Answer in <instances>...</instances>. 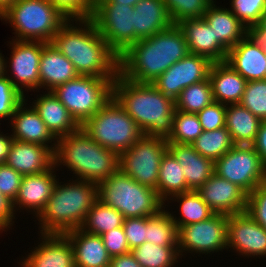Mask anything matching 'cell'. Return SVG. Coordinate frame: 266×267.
Segmentation results:
<instances>
[{
    "label": "cell",
    "mask_w": 266,
    "mask_h": 267,
    "mask_svg": "<svg viewBox=\"0 0 266 267\" xmlns=\"http://www.w3.org/2000/svg\"><path fill=\"white\" fill-rule=\"evenodd\" d=\"M189 53L182 30L173 24L129 46L119 56V74L133 82L152 83Z\"/></svg>",
    "instance_id": "obj_2"
},
{
    "label": "cell",
    "mask_w": 266,
    "mask_h": 267,
    "mask_svg": "<svg viewBox=\"0 0 266 267\" xmlns=\"http://www.w3.org/2000/svg\"><path fill=\"white\" fill-rule=\"evenodd\" d=\"M42 240L22 260L20 267H75L74 251L65 234L41 233Z\"/></svg>",
    "instance_id": "obj_18"
},
{
    "label": "cell",
    "mask_w": 266,
    "mask_h": 267,
    "mask_svg": "<svg viewBox=\"0 0 266 267\" xmlns=\"http://www.w3.org/2000/svg\"><path fill=\"white\" fill-rule=\"evenodd\" d=\"M173 24L183 19L201 18L214 0H164Z\"/></svg>",
    "instance_id": "obj_40"
},
{
    "label": "cell",
    "mask_w": 266,
    "mask_h": 267,
    "mask_svg": "<svg viewBox=\"0 0 266 267\" xmlns=\"http://www.w3.org/2000/svg\"><path fill=\"white\" fill-rule=\"evenodd\" d=\"M15 214L17 213L13 210L12 201L0 193V233L10 230Z\"/></svg>",
    "instance_id": "obj_50"
},
{
    "label": "cell",
    "mask_w": 266,
    "mask_h": 267,
    "mask_svg": "<svg viewBox=\"0 0 266 267\" xmlns=\"http://www.w3.org/2000/svg\"><path fill=\"white\" fill-rule=\"evenodd\" d=\"M240 104L261 121H266V79L248 81Z\"/></svg>",
    "instance_id": "obj_41"
},
{
    "label": "cell",
    "mask_w": 266,
    "mask_h": 267,
    "mask_svg": "<svg viewBox=\"0 0 266 267\" xmlns=\"http://www.w3.org/2000/svg\"><path fill=\"white\" fill-rule=\"evenodd\" d=\"M27 101L25 99L16 108L10 119V127L13 132L11 137L21 142L47 146L54 153L57 139L52 135L35 109L31 105L27 107ZM49 144L52 145L50 146Z\"/></svg>",
    "instance_id": "obj_21"
},
{
    "label": "cell",
    "mask_w": 266,
    "mask_h": 267,
    "mask_svg": "<svg viewBox=\"0 0 266 267\" xmlns=\"http://www.w3.org/2000/svg\"><path fill=\"white\" fill-rule=\"evenodd\" d=\"M214 102L211 82L208 79L194 83L181 91L175 100L176 110L197 114Z\"/></svg>",
    "instance_id": "obj_38"
},
{
    "label": "cell",
    "mask_w": 266,
    "mask_h": 267,
    "mask_svg": "<svg viewBox=\"0 0 266 267\" xmlns=\"http://www.w3.org/2000/svg\"><path fill=\"white\" fill-rule=\"evenodd\" d=\"M167 150L165 138L143 135L119 155V169L141 185L157 191L160 162Z\"/></svg>",
    "instance_id": "obj_10"
},
{
    "label": "cell",
    "mask_w": 266,
    "mask_h": 267,
    "mask_svg": "<svg viewBox=\"0 0 266 267\" xmlns=\"http://www.w3.org/2000/svg\"><path fill=\"white\" fill-rule=\"evenodd\" d=\"M50 43L73 63L79 75L108 78L112 82L119 75V55L91 19L67 20Z\"/></svg>",
    "instance_id": "obj_1"
},
{
    "label": "cell",
    "mask_w": 266,
    "mask_h": 267,
    "mask_svg": "<svg viewBox=\"0 0 266 267\" xmlns=\"http://www.w3.org/2000/svg\"><path fill=\"white\" fill-rule=\"evenodd\" d=\"M209 80L215 102L225 105L240 103L247 81L227 62H213Z\"/></svg>",
    "instance_id": "obj_28"
},
{
    "label": "cell",
    "mask_w": 266,
    "mask_h": 267,
    "mask_svg": "<svg viewBox=\"0 0 266 267\" xmlns=\"http://www.w3.org/2000/svg\"><path fill=\"white\" fill-rule=\"evenodd\" d=\"M140 0H95V3H116L128 6H135Z\"/></svg>",
    "instance_id": "obj_55"
},
{
    "label": "cell",
    "mask_w": 266,
    "mask_h": 267,
    "mask_svg": "<svg viewBox=\"0 0 266 267\" xmlns=\"http://www.w3.org/2000/svg\"><path fill=\"white\" fill-rule=\"evenodd\" d=\"M225 62L247 82L266 79V47L250 32L228 51Z\"/></svg>",
    "instance_id": "obj_19"
},
{
    "label": "cell",
    "mask_w": 266,
    "mask_h": 267,
    "mask_svg": "<svg viewBox=\"0 0 266 267\" xmlns=\"http://www.w3.org/2000/svg\"><path fill=\"white\" fill-rule=\"evenodd\" d=\"M230 10L250 31L266 13V0H231Z\"/></svg>",
    "instance_id": "obj_42"
},
{
    "label": "cell",
    "mask_w": 266,
    "mask_h": 267,
    "mask_svg": "<svg viewBox=\"0 0 266 267\" xmlns=\"http://www.w3.org/2000/svg\"><path fill=\"white\" fill-rule=\"evenodd\" d=\"M215 173L247 194L266 182V166L252 145H234L214 162Z\"/></svg>",
    "instance_id": "obj_11"
},
{
    "label": "cell",
    "mask_w": 266,
    "mask_h": 267,
    "mask_svg": "<svg viewBox=\"0 0 266 267\" xmlns=\"http://www.w3.org/2000/svg\"><path fill=\"white\" fill-rule=\"evenodd\" d=\"M90 19L100 35L119 56L134 44L133 6L95 3Z\"/></svg>",
    "instance_id": "obj_12"
},
{
    "label": "cell",
    "mask_w": 266,
    "mask_h": 267,
    "mask_svg": "<svg viewBox=\"0 0 266 267\" xmlns=\"http://www.w3.org/2000/svg\"><path fill=\"white\" fill-rule=\"evenodd\" d=\"M98 200L122 213L124 218L151 217L168 206L156 190L141 185L120 169L98 184Z\"/></svg>",
    "instance_id": "obj_6"
},
{
    "label": "cell",
    "mask_w": 266,
    "mask_h": 267,
    "mask_svg": "<svg viewBox=\"0 0 266 267\" xmlns=\"http://www.w3.org/2000/svg\"><path fill=\"white\" fill-rule=\"evenodd\" d=\"M112 83L108 78L79 75L52 92L81 126L112 97Z\"/></svg>",
    "instance_id": "obj_9"
},
{
    "label": "cell",
    "mask_w": 266,
    "mask_h": 267,
    "mask_svg": "<svg viewBox=\"0 0 266 267\" xmlns=\"http://www.w3.org/2000/svg\"><path fill=\"white\" fill-rule=\"evenodd\" d=\"M9 23L19 41L50 43L66 17L47 0H16L0 17Z\"/></svg>",
    "instance_id": "obj_7"
},
{
    "label": "cell",
    "mask_w": 266,
    "mask_h": 267,
    "mask_svg": "<svg viewBox=\"0 0 266 267\" xmlns=\"http://www.w3.org/2000/svg\"><path fill=\"white\" fill-rule=\"evenodd\" d=\"M16 0H0V17L15 3Z\"/></svg>",
    "instance_id": "obj_56"
},
{
    "label": "cell",
    "mask_w": 266,
    "mask_h": 267,
    "mask_svg": "<svg viewBox=\"0 0 266 267\" xmlns=\"http://www.w3.org/2000/svg\"><path fill=\"white\" fill-rule=\"evenodd\" d=\"M119 154L102 147L82 129L57 139L56 168L66 166L75 178L97 185L119 170Z\"/></svg>",
    "instance_id": "obj_5"
},
{
    "label": "cell",
    "mask_w": 266,
    "mask_h": 267,
    "mask_svg": "<svg viewBox=\"0 0 266 267\" xmlns=\"http://www.w3.org/2000/svg\"><path fill=\"white\" fill-rule=\"evenodd\" d=\"M57 181L44 209L36 217L40 233L64 234L79 229L98 200V185L85 180Z\"/></svg>",
    "instance_id": "obj_4"
},
{
    "label": "cell",
    "mask_w": 266,
    "mask_h": 267,
    "mask_svg": "<svg viewBox=\"0 0 266 267\" xmlns=\"http://www.w3.org/2000/svg\"><path fill=\"white\" fill-rule=\"evenodd\" d=\"M141 267H175L180 259L178 246H159L144 242L131 250Z\"/></svg>",
    "instance_id": "obj_35"
},
{
    "label": "cell",
    "mask_w": 266,
    "mask_h": 267,
    "mask_svg": "<svg viewBox=\"0 0 266 267\" xmlns=\"http://www.w3.org/2000/svg\"><path fill=\"white\" fill-rule=\"evenodd\" d=\"M110 267H141L134 255L129 252L127 254L111 257Z\"/></svg>",
    "instance_id": "obj_52"
},
{
    "label": "cell",
    "mask_w": 266,
    "mask_h": 267,
    "mask_svg": "<svg viewBox=\"0 0 266 267\" xmlns=\"http://www.w3.org/2000/svg\"><path fill=\"white\" fill-rule=\"evenodd\" d=\"M22 177L6 163L0 164V193L13 202L18 194Z\"/></svg>",
    "instance_id": "obj_48"
},
{
    "label": "cell",
    "mask_w": 266,
    "mask_h": 267,
    "mask_svg": "<svg viewBox=\"0 0 266 267\" xmlns=\"http://www.w3.org/2000/svg\"><path fill=\"white\" fill-rule=\"evenodd\" d=\"M225 127L235 145H252L261 120L240 103L226 105Z\"/></svg>",
    "instance_id": "obj_31"
},
{
    "label": "cell",
    "mask_w": 266,
    "mask_h": 267,
    "mask_svg": "<svg viewBox=\"0 0 266 267\" xmlns=\"http://www.w3.org/2000/svg\"><path fill=\"white\" fill-rule=\"evenodd\" d=\"M212 63L205 56L189 53L170 66L152 84L165 96L176 100L183 89L209 78Z\"/></svg>",
    "instance_id": "obj_15"
},
{
    "label": "cell",
    "mask_w": 266,
    "mask_h": 267,
    "mask_svg": "<svg viewBox=\"0 0 266 267\" xmlns=\"http://www.w3.org/2000/svg\"><path fill=\"white\" fill-rule=\"evenodd\" d=\"M5 163L22 176L40 174L54 165V153L47 146L13 139Z\"/></svg>",
    "instance_id": "obj_23"
},
{
    "label": "cell",
    "mask_w": 266,
    "mask_h": 267,
    "mask_svg": "<svg viewBox=\"0 0 266 267\" xmlns=\"http://www.w3.org/2000/svg\"><path fill=\"white\" fill-rule=\"evenodd\" d=\"M215 2L208 6L203 18L210 25L217 41L229 51L249 33V30L229 8L219 7Z\"/></svg>",
    "instance_id": "obj_30"
},
{
    "label": "cell",
    "mask_w": 266,
    "mask_h": 267,
    "mask_svg": "<svg viewBox=\"0 0 266 267\" xmlns=\"http://www.w3.org/2000/svg\"><path fill=\"white\" fill-rule=\"evenodd\" d=\"M146 242L159 246H178V228L168 210L147 217Z\"/></svg>",
    "instance_id": "obj_36"
},
{
    "label": "cell",
    "mask_w": 266,
    "mask_h": 267,
    "mask_svg": "<svg viewBox=\"0 0 266 267\" xmlns=\"http://www.w3.org/2000/svg\"><path fill=\"white\" fill-rule=\"evenodd\" d=\"M36 99L31 105L56 139L80 129V125L52 91H45Z\"/></svg>",
    "instance_id": "obj_24"
},
{
    "label": "cell",
    "mask_w": 266,
    "mask_h": 267,
    "mask_svg": "<svg viewBox=\"0 0 266 267\" xmlns=\"http://www.w3.org/2000/svg\"><path fill=\"white\" fill-rule=\"evenodd\" d=\"M0 53V77L4 74V56Z\"/></svg>",
    "instance_id": "obj_57"
},
{
    "label": "cell",
    "mask_w": 266,
    "mask_h": 267,
    "mask_svg": "<svg viewBox=\"0 0 266 267\" xmlns=\"http://www.w3.org/2000/svg\"><path fill=\"white\" fill-rule=\"evenodd\" d=\"M122 227L130 251L146 242L147 217L125 218Z\"/></svg>",
    "instance_id": "obj_47"
},
{
    "label": "cell",
    "mask_w": 266,
    "mask_h": 267,
    "mask_svg": "<svg viewBox=\"0 0 266 267\" xmlns=\"http://www.w3.org/2000/svg\"><path fill=\"white\" fill-rule=\"evenodd\" d=\"M246 212L266 230V182L248 194Z\"/></svg>",
    "instance_id": "obj_45"
},
{
    "label": "cell",
    "mask_w": 266,
    "mask_h": 267,
    "mask_svg": "<svg viewBox=\"0 0 266 267\" xmlns=\"http://www.w3.org/2000/svg\"><path fill=\"white\" fill-rule=\"evenodd\" d=\"M173 25L164 0H140L134 6V43Z\"/></svg>",
    "instance_id": "obj_27"
},
{
    "label": "cell",
    "mask_w": 266,
    "mask_h": 267,
    "mask_svg": "<svg viewBox=\"0 0 266 267\" xmlns=\"http://www.w3.org/2000/svg\"><path fill=\"white\" fill-rule=\"evenodd\" d=\"M177 25L185 36L191 54L205 56L212 62L226 60L228 51L217 41L203 17L183 19Z\"/></svg>",
    "instance_id": "obj_22"
},
{
    "label": "cell",
    "mask_w": 266,
    "mask_h": 267,
    "mask_svg": "<svg viewBox=\"0 0 266 267\" xmlns=\"http://www.w3.org/2000/svg\"><path fill=\"white\" fill-rule=\"evenodd\" d=\"M249 32L266 47V13L261 17L260 23Z\"/></svg>",
    "instance_id": "obj_54"
},
{
    "label": "cell",
    "mask_w": 266,
    "mask_h": 267,
    "mask_svg": "<svg viewBox=\"0 0 266 267\" xmlns=\"http://www.w3.org/2000/svg\"><path fill=\"white\" fill-rule=\"evenodd\" d=\"M203 131H212L225 126L226 105L219 102L204 107L197 113Z\"/></svg>",
    "instance_id": "obj_46"
},
{
    "label": "cell",
    "mask_w": 266,
    "mask_h": 267,
    "mask_svg": "<svg viewBox=\"0 0 266 267\" xmlns=\"http://www.w3.org/2000/svg\"><path fill=\"white\" fill-rule=\"evenodd\" d=\"M197 191L214 213L234 215L246 212L248 194L216 173Z\"/></svg>",
    "instance_id": "obj_17"
},
{
    "label": "cell",
    "mask_w": 266,
    "mask_h": 267,
    "mask_svg": "<svg viewBox=\"0 0 266 267\" xmlns=\"http://www.w3.org/2000/svg\"><path fill=\"white\" fill-rule=\"evenodd\" d=\"M203 132L197 114L185 113L175 109L172 132L167 143L192 144Z\"/></svg>",
    "instance_id": "obj_39"
},
{
    "label": "cell",
    "mask_w": 266,
    "mask_h": 267,
    "mask_svg": "<svg viewBox=\"0 0 266 267\" xmlns=\"http://www.w3.org/2000/svg\"><path fill=\"white\" fill-rule=\"evenodd\" d=\"M124 219L122 213L97 200L87 213L81 229L85 232L101 236L111 229L122 227Z\"/></svg>",
    "instance_id": "obj_34"
},
{
    "label": "cell",
    "mask_w": 266,
    "mask_h": 267,
    "mask_svg": "<svg viewBox=\"0 0 266 267\" xmlns=\"http://www.w3.org/2000/svg\"><path fill=\"white\" fill-rule=\"evenodd\" d=\"M184 168L167 150L160 162L157 194L165 203L171 196L187 191Z\"/></svg>",
    "instance_id": "obj_32"
},
{
    "label": "cell",
    "mask_w": 266,
    "mask_h": 267,
    "mask_svg": "<svg viewBox=\"0 0 266 267\" xmlns=\"http://www.w3.org/2000/svg\"><path fill=\"white\" fill-rule=\"evenodd\" d=\"M21 94L3 74L0 77V119H11L16 108L25 100Z\"/></svg>",
    "instance_id": "obj_43"
},
{
    "label": "cell",
    "mask_w": 266,
    "mask_h": 267,
    "mask_svg": "<svg viewBox=\"0 0 266 267\" xmlns=\"http://www.w3.org/2000/svg\"><path fill=\"white\" fill-rule=\"evenodd\" d=\"M9 44L12 48H10L9 61L4 59V74L24 96L26 95L24 94L26 90L27 92L28 90L30 92L32 90L34 92L35 89L36 91L40 90L39 64L42 49L47 43L12 39ZM8 71H11V74H8ZM9 75L13 76L10 77Z\"/></svg>",
    "instance_id": "obj_14"
},
{
    "label": "cell",
    "mask_w": 266,
    "mask_h": 267,
    "mask_svg": "<svg viewBox=\"0 0 266 267\" xmlns=\"http://www.w3.org/2000/svg\"><path fill=\"white\" fill-rule=\"evenodd\" d=\"M112 97L138 124L146 136L167 139L172 132L175 100L152 83H137L120 74L112 83Z\"/></svg>",
    "instance_id": "obj_3"
},
{
    "label": "cell",
    "mask_w": 266,
    "mask_h": 267,
    "mask_svg": "<svg viewBox=\"0 0 266 267\" xmlns=\"http://www.w3.org/2000/svg\"><path fill=\"white\" fill-rule=\"evenodd\" d=\"M64 234L73 247L75 267H110L111 256L100 235L85 232L81 228Z\"/></svg>",
    "instance_id": "obj_26"
},
{
    "label": "cell",
    "mask_w": 266,
    "mask_h": 267,
    "mask_svg": "<svg viewBox=\"0 0 266 267\" xmlns=\"http://www.w3.org/2000/svg\"><path fill=\"white\" fill-rule=\"evenodd\" d=\"M104 246L111 257L127 254L130 251L123 227L111 229L101 235Z\"/></svg>",
    "instance_id": "obj_49"
},
{
    "label": "cell",
    "mask_w": 266,
    "mask_h": 267,
    "mask_svg": "<svg viewBox=\"0 0 266 267\" xmlns=\"http://www.w3.org/2000/svg\"><path fill=\"white\" fill-rule=\"evenodd\" d=\"M229 248L243 257H266V230L247 212L228 215Z\"/></svg>",
    "instance_id": "obj_16"
},
{
    "label": "cell",
    "mask_w": 266,
    "mask_h": 267,
    "mask_svg": "<svg viewBox=\"0 0 266 267\" xmlns=\"http://www.w3.org/2000/svg\"><path fill=\"white\" fill-rule=\"evenodd\" d=\"M55 169L56 166L53 165L44 173L22 177L18 194L12 202L14 212L23 208L22 210L26 209L29 213L33 212L35 217L41 213L59 179L54 173Z\"/></svg>",
    "instance_id": "obj_20"
},
{
    "label": "cell",
    "mask_w": 266,
    "mask_h": 267,
    "mask_svg": "<svg viewBox=\"0 0 266 267\" xmlns=\"http://www.w3.org/2000/svg\"><path fill=\"white\" fill-rule=\"evenodd\" d=\"M252 146L266 166V121H261L256 139Z\"/></svg>",
    "instance_id": "obj_51"
},
{
    "label": "cell",
    "mask_w": 266,
    "mask_h": 267,
    "mask_svg": "<svg viewBox=\"0 0 266 267\" xmlns=\"http://www.w3.org/2000/svg\"><path fill=\"white\" fill-rule=\"evenodd\" d=\"M57 8L67 20L90 19L92 17L95 0H47Z\"/></svg>",
    "instance_id": "obj_44"
},
{
    "label": "cell",
    "mask_w": 266,
    "mask_h": 267,
    "mask_svg": "<svg viewBox=\"0 0 266 267\" xmlns=\"http://www.w3.org/2000/svg\"><path fill=\"white\" fill-rule=\"evenodd\" d=\"M2 133L3 132H0V164H4L6 162L10 147L13 143L11 134L9 135V133H7V136L6 134Z\"/></svg>",
    "instance_id": "obj_53"
},
{
    "label": "cell",
    "mask_w": 266,
    "mask_h": 267,
    "mask_svg": "<svg viewBox=\"0 0 266 267\" xmlns=\"http://www.w3.org/2000/svg\"><path fill=\"white\" fill-rule=\"evenodd\" d=\"M228 215L214 213L207 220L178 228V251L199 255L227 249ZM183 253V254H182Z\"/></svg>",
    "instance_id": "obj_13"
},
{
    "label": "cell",
    "mask_w": 266,
    "mask_h": 267,
    "mask_svg": "<svg viewBox=\"0 0 266 267\" xmlns=\"http://www.w3.org/2000/svg\"><path fill=\"white\" fill-rule=\"evenodd\" d=\"M191 145L200 155L215 162L235 144L228 129L224 126L212 131H203Z\"/></svg>",
    "instance_id": "obj_37"
},
{
    "label": "cell",
    "mask_w": 266,
    "mask_h": 267,
    "mask_svg": "<svg viewBox=\"0 0 266 267\" xmlns=\"http://www.w3.org/2000/svg\"><path fill=\"white\" fill-rule=\"evenodd\" d=\"M40 89L52 91L56 86L76 79L73 63L59 52L51 43L42 49L39 64Z\"/></svg>",
    "instance_id": "obj_29"
},
{
    "label": "cell",
    "mask_w": 266,
    "mask_h": 267,
    "mask_svg": "<svg viewBox=\"0 0 266 267\" xmlns=\"http://www.w3.org/2000/svg\"><path fill=\"white\" fill-rule=\"evenodd\" d=\"M169 200L179 203V214L181 217L177 218L172 212L170 213L177 228L207 220L214 214L197 190H189L173 195L167 200L168 204Z\"/></svg>",
    "instance_id": "obj_33"
},
{
    "label": "cell",
    "mask_w": 266,
    "mask_h": 267,
    "mask_svg": "<svg viewBox=\"0 0 266 267\" xmlns=\"http://www.w3.org/2000/svg\"><path fill=\"white\" fill-rule=\"evenodd\" d=\"M168 151L184 168L187 191L198 190L214 173V161L200 155L191 144L168 143Z\"/></svg>",
    "instance_id": "obj_25"
},
{
    "label": "cell",
    "mask_w": 266,
    "mask_h": 267,
    "mask_svg": "<svg viewBox=\"0 0 266 267\" xmlns=\"http://www.w3.org/2000/svg\"><path fill=\"white\" fill-rule=\"evenodd\" d=\"M80 128L96 143L119 155L144 135L138 124L113 97Z\"/></svg>",
    "instance_id": "obj_8"
}]
</instances>
